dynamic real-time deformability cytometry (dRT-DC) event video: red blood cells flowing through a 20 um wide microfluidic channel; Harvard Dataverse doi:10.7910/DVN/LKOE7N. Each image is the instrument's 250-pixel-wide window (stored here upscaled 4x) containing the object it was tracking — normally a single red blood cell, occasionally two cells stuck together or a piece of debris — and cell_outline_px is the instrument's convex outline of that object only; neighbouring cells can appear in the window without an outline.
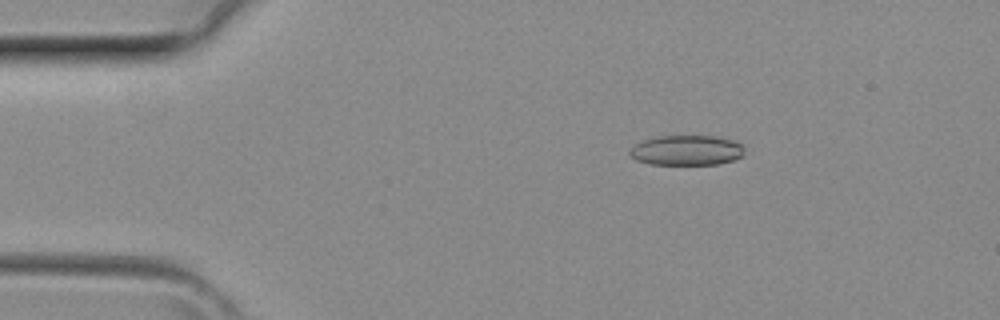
{"species": "common noctule bat (a hibernating species)", "species_latin": "Nyctalus noctula", "temperature_condition": "room temperature", "stored_images_in_passage": 36, "camera_frame_rate_fps": 3000, "um_per_image_px": 0.085, "animal": {"sex": "female", "body_mass_g": 29.2, "forearm_length_mm": 56.3}, "frame": {"image": 1, "passage_image": 3, "time_ms": 0.667, "image_size_px": [1000, 320], "cell_outline_px": [[744, 156], [720, 164], [648, 164], [636, 160], [628, 152], [636, 144], [644, 140], [656, 136], [712, 136], [736, 140], [744, 144]], "centroid_in_image_um": [58.42, 12.77], "position_along_channel_um": 26.6, "area_um2": 20.23}}
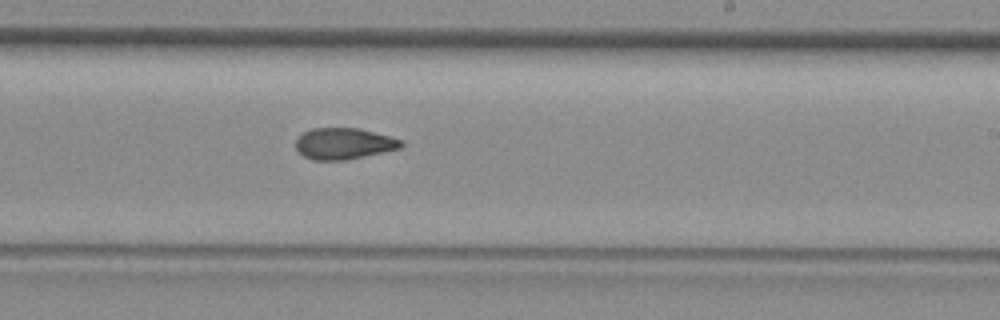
{"frame": {"image": 2, "passage_image": 20, "time_ms": 6.333, "image_size_px": [1000, 320], "cell_outline_px": [[404, 144], [400, 148], [364, 156], [344, 160], [312, 160], [304, 156], [296, 148], [296, 140], [304, 132], [312, 128], [360, 128], [404, 140]], "centroid_in_image_um": [29.24, 12.2], "position_along_channel_um": 259.8, "area_um2": 19.13}}
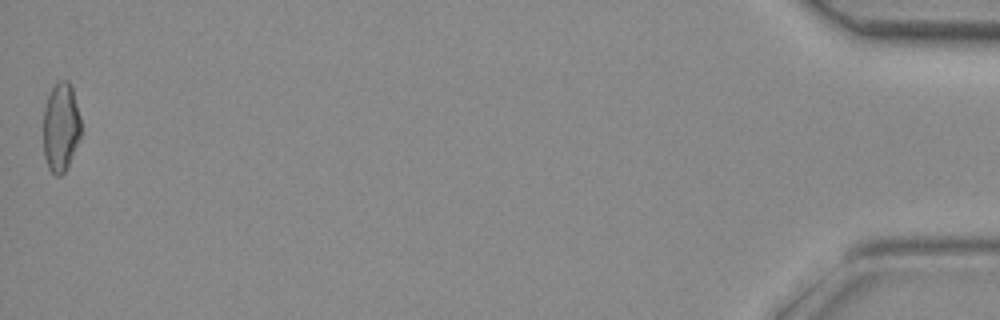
{"frame": {"image": 3, "passage_image": 36, "time_ms": 11.667, "image_size_px": [1000, 320], "cell_outline_px": [[80, 136], [68, 164], [64, 172], [60, 176], [56, 176], [48, 168], [44, 156], [44, 108], [48, 96], [52, 88], [60, 80], [68, 80], [72, 88], [80, 116]], "centroid_in_image_um": [5.16, 10.8], "position_along_channel_um": 430.0, "area_um2": 19.19}}